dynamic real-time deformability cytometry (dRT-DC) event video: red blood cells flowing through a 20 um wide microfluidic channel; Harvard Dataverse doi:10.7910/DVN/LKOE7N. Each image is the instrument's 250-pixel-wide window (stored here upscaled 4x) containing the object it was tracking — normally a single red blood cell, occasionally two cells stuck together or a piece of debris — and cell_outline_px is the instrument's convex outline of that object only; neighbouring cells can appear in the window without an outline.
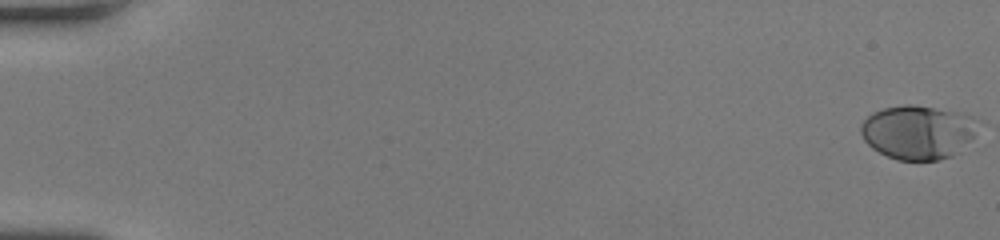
{"species": "human", "species_latin": "Homo sapiens", "temperature_condition": "room temperature", "stored_images_in_passage": 52, "camera_frame_rate_fps": 3000, "um_per_image_px": 0.085, "donor": {"sex": "female"}, "frame": {"image": 1, "passage_image": 1, "time_ms": 0.0, "image_size_px": [1000, 240], "cell_outline_px": [[984, 120], [972, 136], [952, 156], [940, 160], [896, 160], [872, 148], [864, 140], [860, 132], [860, 124], [872, 112], [884, 108], [904, 104], [912, 104], [960, 112]], "centroid_in_image_um": [78.03, 11.21], "position_along_channel_um": 7.0, "area_um2": 37.05}}
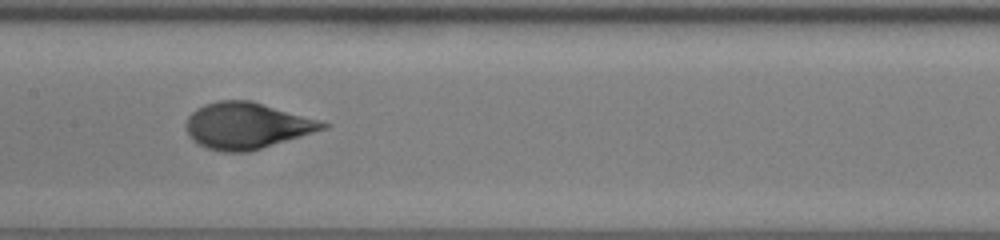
{"frame": {"image": 2, "passage_image": 28, "time_ms": 9.0, "image_size_px": [1000, 240], "cell_outline_px": [[332, 124], [328, 128], [248, 152], [220, 152], [208, 148], [192, 140], [188, 136], [184, 124], [188, 116], [196, 108], [204, 104], [216, 100], [252, 100]], "centroid_in_image_um": [20.94, 10.67], "position_along_channel_um": 186.5, "area_um2": 37.05}}
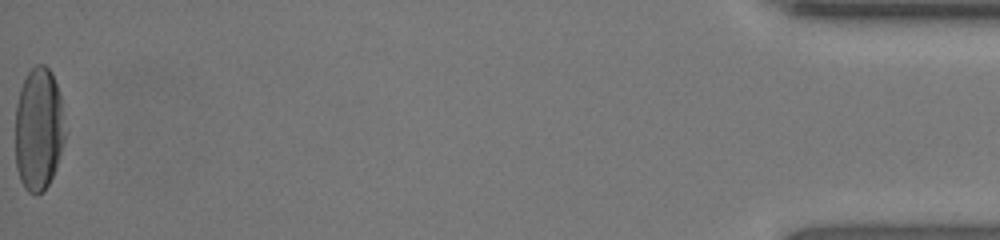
{"frame": {"image": 3, "passage_image": 52, "time_ms": 17.0, "image_size_px": [1000, 240], "cell_outline_px": [[68, 132], [56, 168], [44, 192], [36, 196], [28, 192], [24, 188], [20, 180], [16, 168], [16, 104], [20, 88], [28, 72], [36, 64], [44, 64], [52, 72], [60, 96]], "centroid_in_image_um": [3.31, 11.0], "position_along_channel_um": 431.9, "area_um2": 36.47}, "authors_computed_cell_mechanics": {"area_um2": 36.1539, "velocity_mm_per_s": 4.2471, "shape_relaxation_time_tau1_ms": 3.7866, "shape_relaxation_time_tau2_ms": null, "deformation_change_tau1": 0.2004, "deformation_change_tau2": null}}